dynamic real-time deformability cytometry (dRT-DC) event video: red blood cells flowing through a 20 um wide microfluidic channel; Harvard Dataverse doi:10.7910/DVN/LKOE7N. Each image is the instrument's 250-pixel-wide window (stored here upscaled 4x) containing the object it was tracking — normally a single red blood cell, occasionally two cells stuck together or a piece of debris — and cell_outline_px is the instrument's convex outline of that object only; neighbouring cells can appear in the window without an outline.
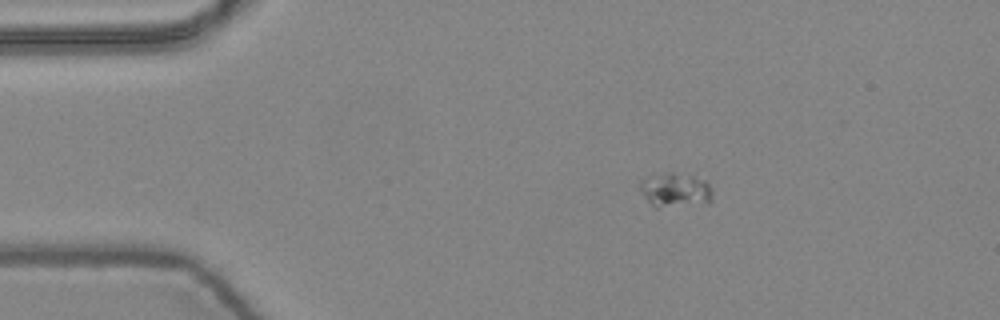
{"species": "common noctule bat (a hibernating species)", "species_latin": "Nyctalus noctula", "temperature_condition": "warm", "stored_images_in_passage": 2, "camera_frame_rate_fps": 3000, "um_per_image_px": 0.085, "animal": {"sex": "female", "body_mass_g": 24.6, "forearm_length_mm": 56.2}, "frame": {"image": 1, "passage_image": 1, "time_ms": 0.0, "image_size_px": [1000, 320], "cell_outline_px": [[712, 200], [708, 204], [656, 208], [644, 196], [640, 188], [640, 180], [648, 176], [664, 172], [672, 172], [696, 176], [704, 180], [708, 184], [712, 192]], "centroid_in_image_um": [57.42, 16.16], "position_along_channel_um": 27.6, "area_um2": 14.8}}